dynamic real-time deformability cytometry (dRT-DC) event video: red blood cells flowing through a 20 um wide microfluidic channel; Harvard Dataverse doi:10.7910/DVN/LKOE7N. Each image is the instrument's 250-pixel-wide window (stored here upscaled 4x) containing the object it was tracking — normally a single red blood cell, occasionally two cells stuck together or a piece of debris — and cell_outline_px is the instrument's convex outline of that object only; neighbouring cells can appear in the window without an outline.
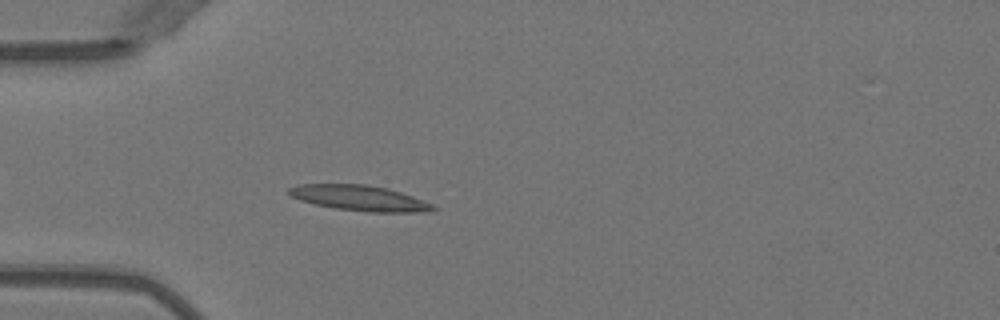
{"species": "Egyptian fruit bat (a non-hibernating species)", "species_latin": "Rousettus aegyptiacus", "temperature_condition": "warm", "stored_images_in_passage": 18, "camera_frame_rate_fps": 3000, "um_per_image_px": 0.085, "animal": {"sex": "female"}, "frame": {"image": 1, "passage_image": 5, "time_ms": 1.333, "image_size_px": [1000, 320], "cell_outline_px": [[436, 208], [428, 212], [368, 212], [332, 208], [300, 200], [292, 196], [288, 192], [288, 188], [300, 184], [368, 184], [388, 188], [412, 196], [432, 204]], "centroid_in_image_um": [30.56, 16.83], "position_along_channel_um": 54.4, "area_um2": 21.33}}
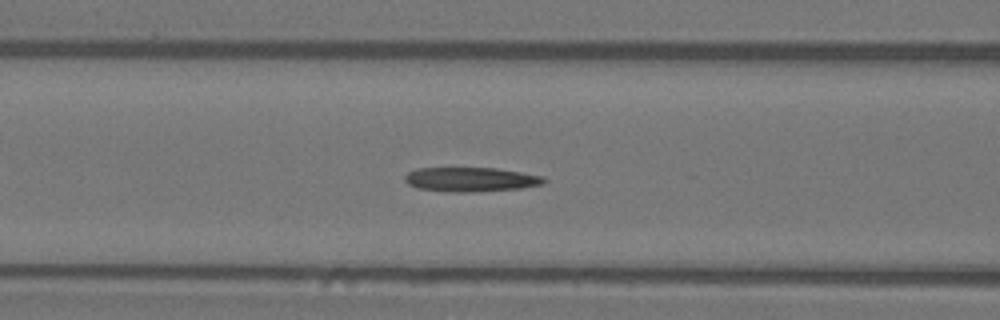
{"frame": {"image": 2, "passage_image": 11, "time_ms": 3.333, "image_size_px": [1000, 320], "cell_outline_px": [[548, 180], [544, 184], [520, 188], [468, 192], [452, 192], [416, 188], [408, 184], [404, 180], [404, 176], [408, 172], [416, 168], [496, 168], [544, 176]], "centroid_in_image_um": [40.01, 15.25], "position_along_channel_um": 126.6, "area_um2": 19.77}}
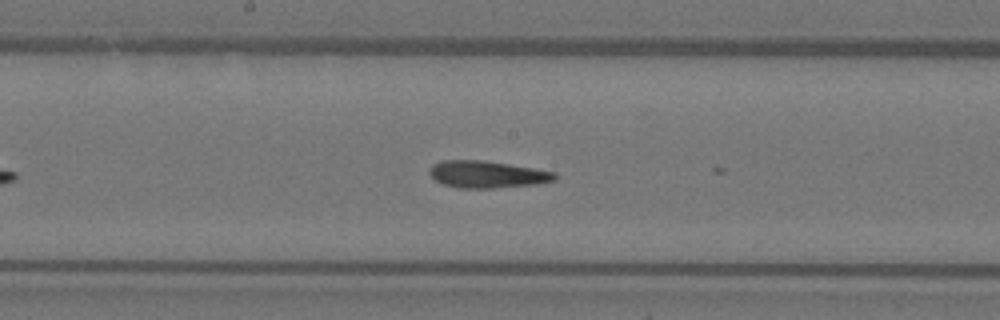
{"frame": {"image": 3, "passage_image": 17, "time_ms": 5.333, "image_size_px": [1000, 320], "cell_outline_px": [[556, 180], [536, 184], [492, 188], [456, 188], [444, 184], [436, 180], [428, 172], [432, 164], [444, 160], [480, 160], [508, 164], [556, 172]], "centroid_in_image_um": [41.39, 14.82], "position_along_channel_um": 206.8, "area_um2": 19.59}}